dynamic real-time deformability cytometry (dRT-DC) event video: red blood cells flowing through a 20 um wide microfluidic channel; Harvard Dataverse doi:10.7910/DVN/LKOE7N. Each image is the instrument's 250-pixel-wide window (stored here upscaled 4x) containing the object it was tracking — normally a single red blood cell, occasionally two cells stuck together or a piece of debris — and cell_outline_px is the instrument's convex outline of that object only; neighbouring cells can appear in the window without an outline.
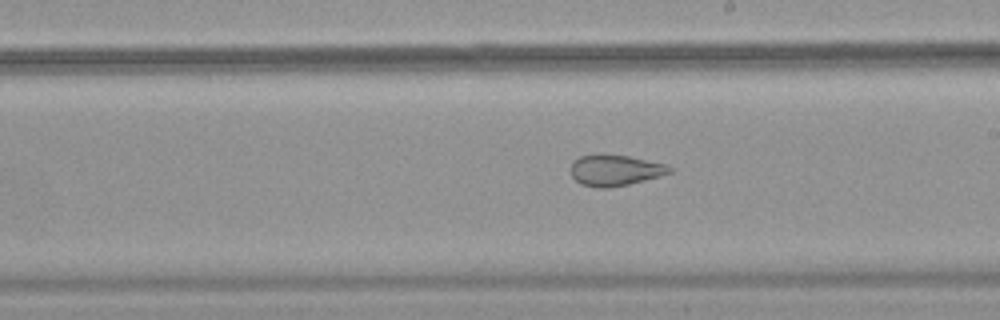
{"species": "common noctule bat (a hibernating species)", "species_latin": "Nyctalus noctula", "temperature_condition": "warm", "stored_images_in_passage": 28, "camera_frame_rate_fps": 3000, "um_per_image_px": 0.085, "animal": {"sex": "female", "body_mass_g": 18.4}, "frame": {"image": 1, "passage_image": 16, "time_ms": 5.0, "image_size_px": [1000, 320], "cell_outline_px": [[672, 172], [660, 176], [628, 184], [608, 188], [596, 188], [580, 184], [572, 176], [572, 160], [580, 156], [628, 156], [668, 164], [672, 168]], "centroid_in_image_um": [52.31, 14.5], "position_along_channel_um": 236.7, "area_um2": 17.51}}
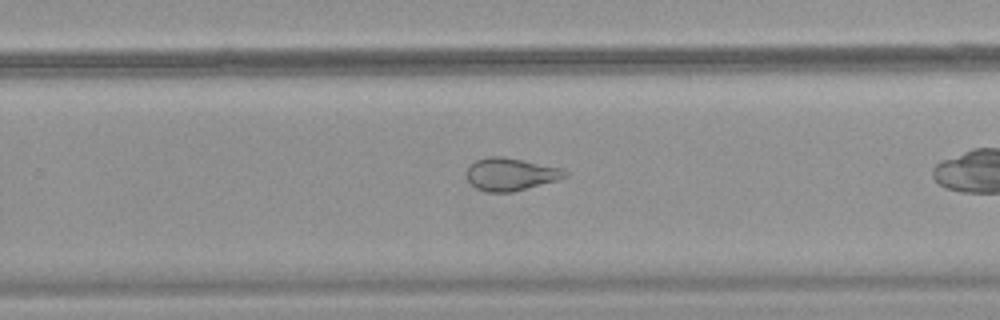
{"frame": {"image": 2, "passage_image": 20, "time_ms": 6.333, "image_size_px": [1000, 320], "cell_outline_px": [[568, 176], [556, 180], [512, 192], [488, 192], [476, 188], [468, 180], [468, 168], [476, 160], [488, 156], [500, 156], [524, 160], [560, 168], [568, 172]], "centroid_in_image_um": [43.41, 14.8], "position_along_channel_um": 286.4, "area_um2": 18.38}}